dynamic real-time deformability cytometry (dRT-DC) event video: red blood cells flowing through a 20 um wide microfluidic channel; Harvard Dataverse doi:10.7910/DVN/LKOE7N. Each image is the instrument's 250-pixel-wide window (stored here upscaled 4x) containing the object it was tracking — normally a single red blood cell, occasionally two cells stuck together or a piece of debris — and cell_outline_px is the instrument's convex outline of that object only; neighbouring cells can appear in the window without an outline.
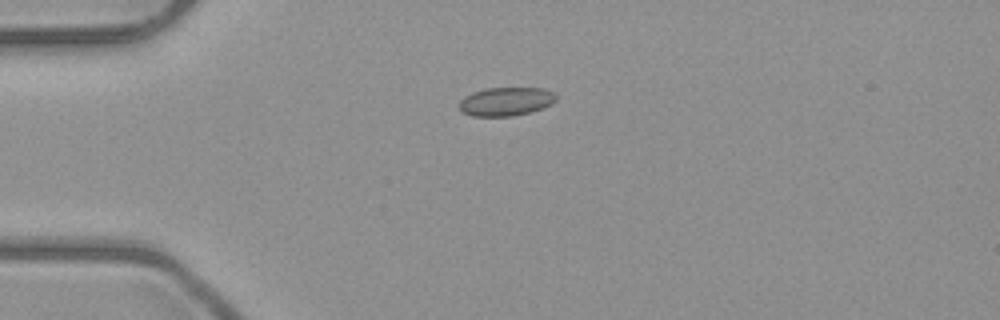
{"species": "common noctule bat (a hibernating species)", "species_latin": "Nyctalus noctula", "temperature_condition": "room temperature", "stored_images_in_passage": 5, "camera_frame_rate_fps": 3000, "um_per_image_px": 0.085, "animal": {"sex": "male", "body_mass_g": 23.1, "forearm_length_mm": 52.7}, "frame": {"image": 1, "passage_image": 3, "time_ms": 3.333, "image_size_px": [1000, 320], "cell_outline_px": [[556, 100], [540, 108], [528, 112], [512, 116], [472, 116], [464, 112], [460, 108], [460, 100], [464, 96], [472, 92], [488, 88], [544, 88], [552, 92], [556, 96]], "centroid_in_image_um": [42.97, 8.62], "position_along_channel_um": 42.0, "area_um2": 15.84}}
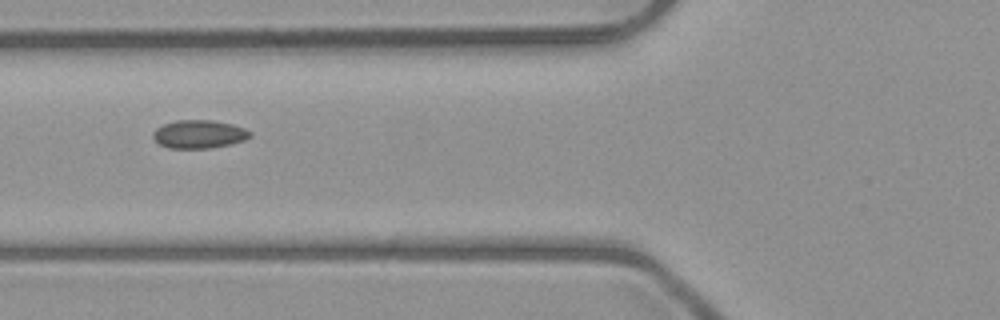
{"frame": {"image": 2, "passage_image": 5, "time_ms": 5.667, "image_size_px": [1000, 320], "cell_outline_px": [[252, 136], [244, 140], [228, 144], [208, 148], [168, 148], [160, 144], [152, 136], [152, 132], [156, 128], [164, 124], [176, 120], [212, 120], [232, 124], [244, 128], [252, 132]], "centroid_in_image_um": [16.91, 11.39], "position_along_channel_um": 108.9, "area_um2": 15.9}}